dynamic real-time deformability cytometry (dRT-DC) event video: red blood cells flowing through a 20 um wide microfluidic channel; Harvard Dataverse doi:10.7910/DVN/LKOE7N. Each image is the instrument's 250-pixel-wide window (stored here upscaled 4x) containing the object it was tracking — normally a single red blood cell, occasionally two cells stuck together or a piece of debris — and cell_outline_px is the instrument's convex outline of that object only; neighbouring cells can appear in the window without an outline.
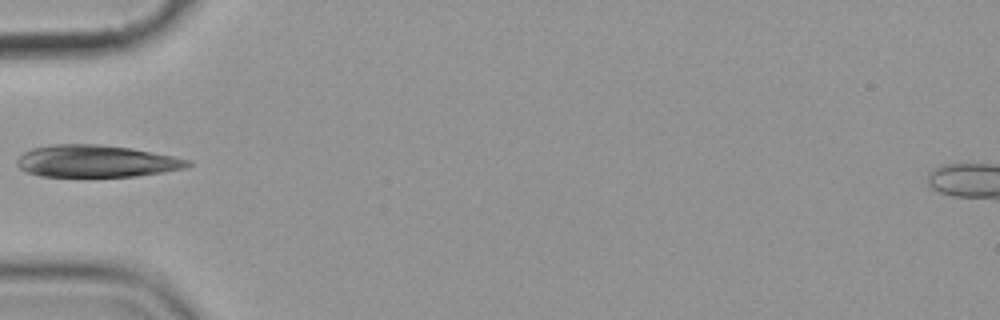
{"species": "common noctule bat (a hibernating species)", "species_latin": "Nyctalus noctula", "temperature_condition": "cold", "stored_images_in_passage": 5, "camera_frame_rate_fps": 3000, "um_per_image_px": 0.085, "animal": {"sex": "female", "body_mass_g": 19.9}, "frame": {"image": 1, "passage_image": 5, "time_ms": 4.667, "image_size_px": [1000, 320], "cell_outline_px": [[192, 164], [184, 168], [164, 172], [136, 176], [40, 176], [28, 172], [20, 168], [16, 164], [16, 160], [24, 152], [32, 148], [56, 144], [100, 144], [128, 148], [172, 156], [192, 160]], "centroid_in_image_um": [8.17, 13.7], "position_along_channel_um": 76.8, "area_um2": 31.67}}